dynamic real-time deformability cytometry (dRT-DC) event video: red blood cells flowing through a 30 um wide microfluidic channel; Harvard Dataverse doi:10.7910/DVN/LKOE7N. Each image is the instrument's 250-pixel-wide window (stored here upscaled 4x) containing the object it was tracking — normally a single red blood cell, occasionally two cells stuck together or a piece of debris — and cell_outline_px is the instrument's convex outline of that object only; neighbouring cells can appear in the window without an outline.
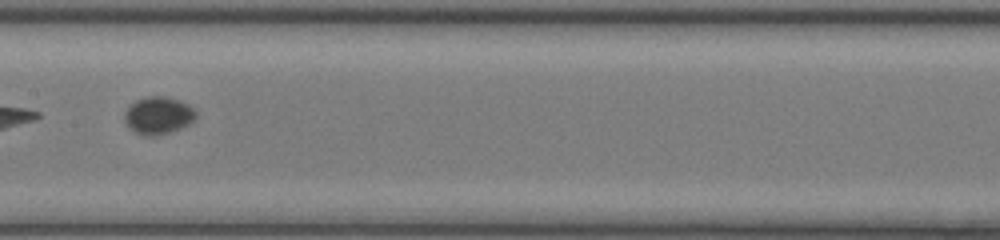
{"species": "common noctule bat (a hibernating species)", "species_latin": "Nyctalus noctula", "temperature_condition": "room temperature", "stored_images_in_passage": 32, "camera_frame_rate_fps": 3000, "um_per_image_px": 0.085, "animal": {"sex": "female", "body_mass_g": 17.0, "forearm_length_mm": 48.0}, "frame": {"image": 1, "passage_image": 10, "time_ms": 3.0, "image_size_px": [1000, 240], "cell_outline_px": [[196, 120], [180, 128], [156, 136], [144, 136], [128, 128], [124, 120], [124, 112], [136, 100], [148, 96], [164, 96], [180, 100], [196, 108]], "centroid_in_image_um": [13.47, 9.81], "position_along_channel_um": 193.9, "area_um2": 15.72}, "authors_computed_cell_mechanics": {"area_um2": 15.0569, "velocity_mm_per_s": 4.2289, "shape_relaxation_time_tau1_ms": 3.161, "shape_relaxation_time_tau2_ms": null, "deformation_change_tau1": 0.0671, "deformation_change_tau2": null}}